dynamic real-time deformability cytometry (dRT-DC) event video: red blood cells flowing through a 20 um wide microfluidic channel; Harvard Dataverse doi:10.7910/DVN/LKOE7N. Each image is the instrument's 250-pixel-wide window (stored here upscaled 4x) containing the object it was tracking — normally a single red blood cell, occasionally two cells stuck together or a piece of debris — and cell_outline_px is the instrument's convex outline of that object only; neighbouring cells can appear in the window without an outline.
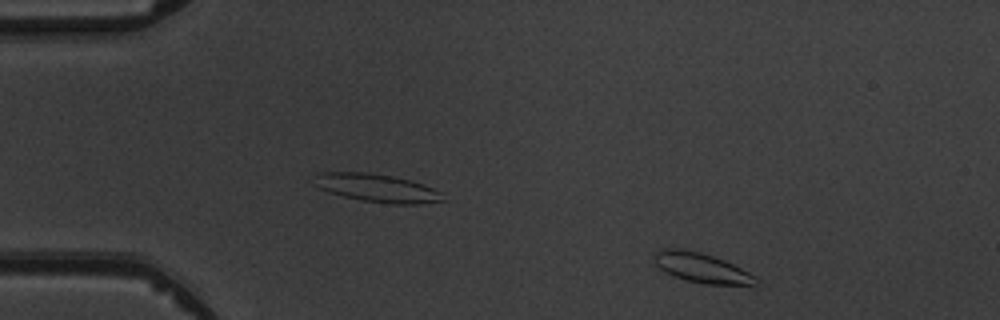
{"species": "common noctule bat (a hibernating species)", "species_latin": "Nyctalus noctula", "temperature_condition": "warm", "stored_images_in_passage": 5, "camera_frame_rate_fps": 3000, "um_per_image_px": 0.085, "animal": {"sex": "male", "body_mass_g": 19.5, "forearm_length_mm": 54.6}, "frame": {"image": 1, "passage_image": 5, "time_ms": 4.667, "image_size_px": [1000, 320], "cell_outline_px": [[756, 280], [752, 284], [704, 284], [688, 280], [676, 276], [660, 268], [652, 260], [652, 256], [660, 248], [680, 248], [700, 252], [724, 260], [756, 276]], "centroid_in_image_um": [59.56, 22.73], "position_along_channel_um": 25.4, "area_um2": 17.17}}